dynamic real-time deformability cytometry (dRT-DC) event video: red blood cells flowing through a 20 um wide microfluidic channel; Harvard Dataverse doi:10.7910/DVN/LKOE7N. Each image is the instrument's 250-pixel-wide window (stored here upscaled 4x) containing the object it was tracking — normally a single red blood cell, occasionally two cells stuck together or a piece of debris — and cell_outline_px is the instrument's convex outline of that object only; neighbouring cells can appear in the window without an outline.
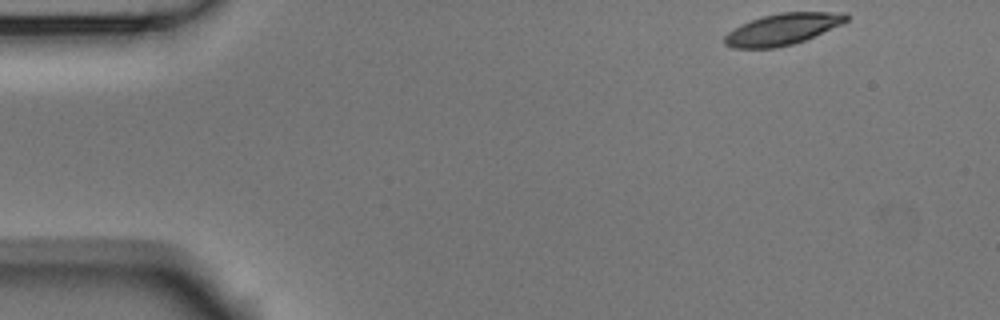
{"species": "Egyptian fruit bat (a non-hibernating species)", "species_latin": "Rousettus aegyptiacus", "temperature_condition": "room temperature", "stored_images_in_passage": 50, "camera_frame_rate_fps": 3000, "um_per_image_px": 0.085, "animal": {"sex": "male"}, "frame": {"image": 1, "passage_image": 1, "time_ms": 0.0, "image_size_px": [1000, 320], "cell_outline_px": [[848, 20], [840, 24], [804, 40], [792, 44], [776, 48], [732, 48], [724, 44], [724, 36], [732, 28], [740, 24], [764, 16], [780, 12], [844, 12], [848, 16]], "centroid_in_image_um": [66.46, 2.48], "position_along_channel_um": 18.5, "area_um2": 22.08}}
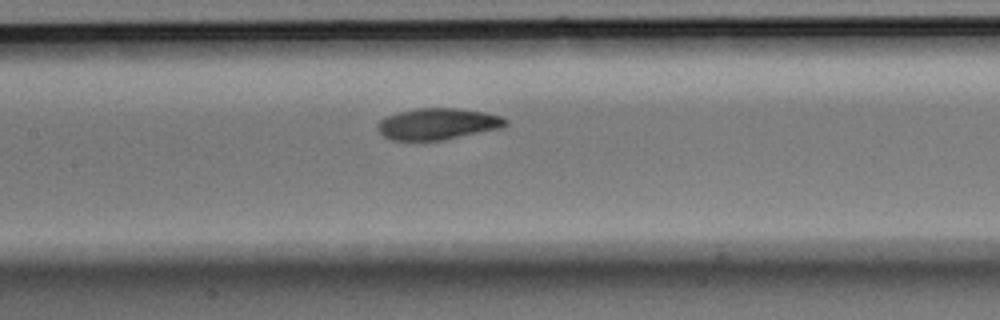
{"frame": {"image": 2, "passage_image": 21, "time_ms": 6.667, "image_size_px": [1000, 320], "cell_outline_px": [[508, 124], [500, 128], [440, 140], [392, 140], [384, 136], [376, 128], [376, 124], [384, 116], [416, 108], [456, 108], [484, 112], [500, 116], [508, 120]], "centroid_in_image_um": [37.16, 10.52], "position_along_channel_um": 170.2, "area_um2": 23.24}}
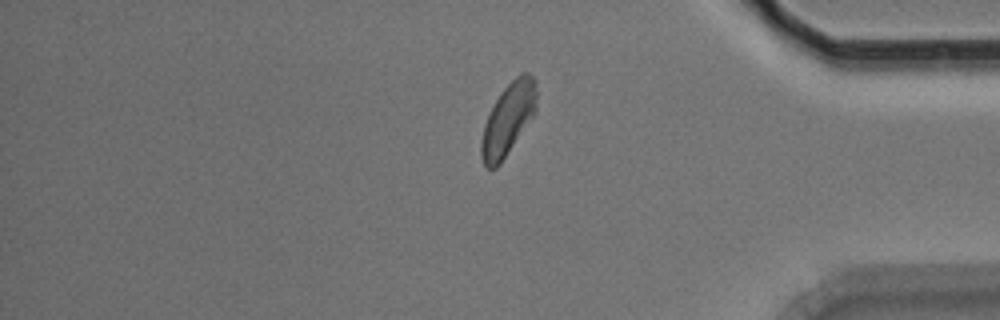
{"frame": {"image": 3, "passage_image": 41, "time_ms": 13.333, "image_size_px": [1000, 320], "cell_outline_px": [[536, 108], [532, 116], [500, 164], [496, 168], [488, 168], [484, 164], [480, 156], [480, 144], [484, 124], [488, 112], [504, 88], [516, 76], [524, 72], [528, 72], [536, 80]], "centroid_in_image_um": [43.16, 10.12], "position_along_channel_um": 392.0, "area_um2": 22.83}, "authors_computed_cell_mechanics": {"area_um2": 23.0333, "velocity_mm_per_s": 3.6744, "shape_relaxation_time_tau1_ms": 3.1681, "shape_relaxation_time_tau2_ms": 2.033, "deformation_change_tau1": 0.1283, "deformation_change_tau2": 0.0633}}